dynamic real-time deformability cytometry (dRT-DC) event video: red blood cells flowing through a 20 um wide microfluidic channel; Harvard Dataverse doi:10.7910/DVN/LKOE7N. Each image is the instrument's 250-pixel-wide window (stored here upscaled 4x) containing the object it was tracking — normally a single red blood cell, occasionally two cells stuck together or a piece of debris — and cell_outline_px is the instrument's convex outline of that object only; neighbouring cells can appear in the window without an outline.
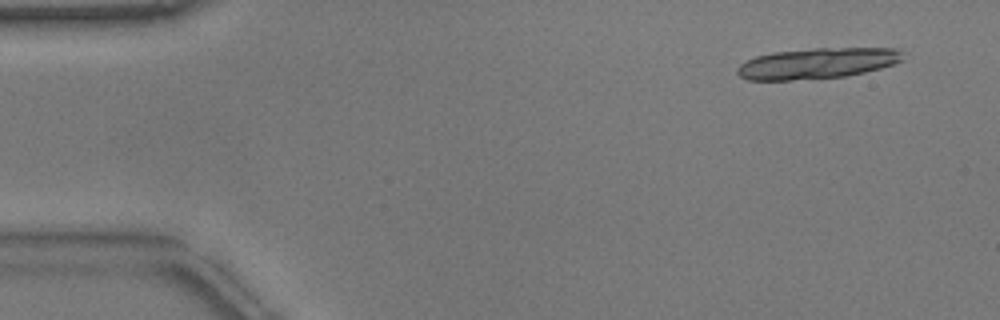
{"species": "common noctule bat (a hibernating species)", "species_latin": "Nyctalus noctula", "temperature_condition": "warm", "stored_images_in_passage": 18, "camera_frame_rate_fps": 3000, "um_per_image_px": 0.085, "animal": {"sex": "male", "body_mass_g": 17.9}, "frame": {"image": 1, "passage_image": 4, "time_ms": 1.0, "image_size_px": [1000, 320], "cell_outline_px": [[904, 60], [880, 68], [848, 76], [792, 80], [748, 80], [740, 76], [736, 72], [736, 68], [740, 64], [756, 56], [772, 52], [816, 48], [896, 48], [900, 52]], "centroid_in_image_um": [69.43, 5.38], "position_along_channel_um": 15.6, "area_um2": 29.59}}